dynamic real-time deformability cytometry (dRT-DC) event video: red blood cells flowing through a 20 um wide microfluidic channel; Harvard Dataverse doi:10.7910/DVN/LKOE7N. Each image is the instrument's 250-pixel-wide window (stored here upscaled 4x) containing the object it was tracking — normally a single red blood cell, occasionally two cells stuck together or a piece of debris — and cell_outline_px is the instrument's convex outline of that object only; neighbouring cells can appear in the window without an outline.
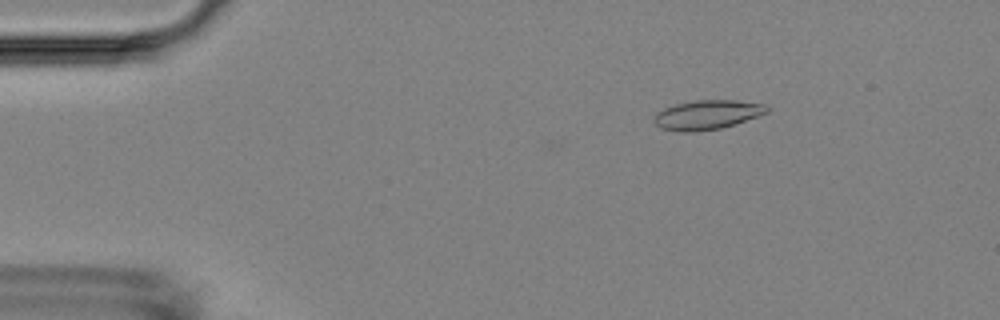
{"species": "Egyptian fruit bat (a non-hibernating species)", "species_latin": "Rousettus aegyptiacus", "temperature_condition": "room temperature", "stored_images_in_passage": 2, "camera_frame_rate_fps": 3000, "um_per_image_px": 0.085, "animal": {"sex": "female"}, "frame": {"image": 1, "passage_image": 2, "time_ms": 1.0, "image_size_px": [1000, 320], "cell_outline_px": [[768, 112], [760, 116], [736, 124], [720, 128], [696, 132], [680, 132], [660, 128], [652, 120], [652, 116], [656, 112], [664, 108], [676, 104], [696, 100], [736, 100], [764, 104], [768, 108]], "centroid_in_image_um": [60.08, 9.76], "position_along_channel_um": 24.9, "area_um2": 19.54}}